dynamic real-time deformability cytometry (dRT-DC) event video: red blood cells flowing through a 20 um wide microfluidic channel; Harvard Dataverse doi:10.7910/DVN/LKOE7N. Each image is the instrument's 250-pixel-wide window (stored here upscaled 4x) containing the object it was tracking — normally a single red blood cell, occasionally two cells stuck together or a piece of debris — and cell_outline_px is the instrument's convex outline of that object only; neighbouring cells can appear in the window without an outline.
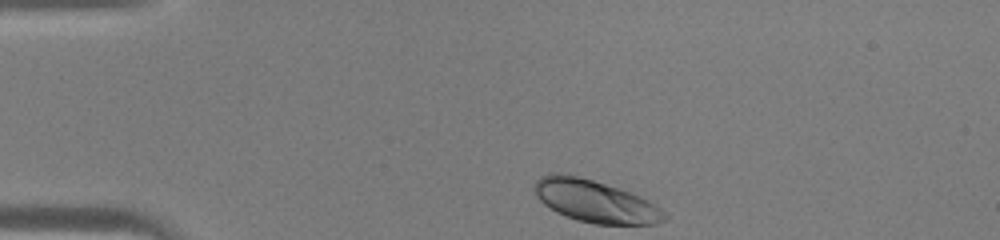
{"species": "human", "species_latin": "Homo sapiens", "temperature_condition": "warm", "stored_images_in_passage": 29, "camera_frame_rate_fps": 3000, "um_per_image_px": 0.085, "donor": {"sex": "male"}, "frame": {"image": 1, "passage_image": 1, "time_ms": 0.0, "image_size_px": [1000, 240], "cell_outline_px": [[668, 216], [664, 220], [652, 224], [596, 224], [576, 220], [556, 212], [544, 204], [536, 196], [532, 188], [536, 180], [540, 176], [548, 172], [560, 172], [592, 180], [640, 196], [648, 200], [660, 208]], "centroid_in_image_um": [50.52, 17.09], "position_along_channel_um": 34.5, "area_um2": 31.91}}
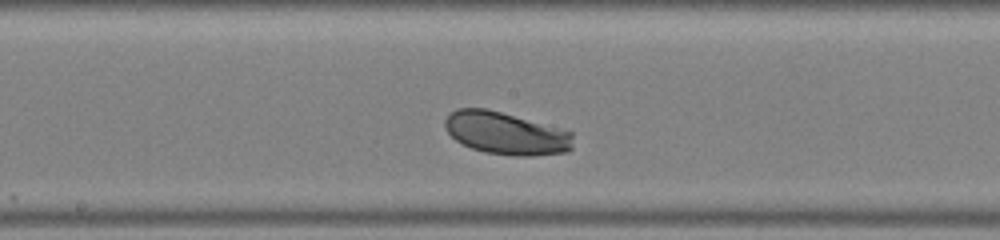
{"frame": {"image": 2, "passage_image": 16, "time_ms": 5.0, "image_size_px": [1000, 240], "cell_outline_px": [[572, 148], [568, 152], [532, 156], [512, 156], [484, 152], [472, 148], [456, 140], [444, 128], [444, 120], [456, 108], [488, 108], [572, 132]], "centroid_in_image_um": [42.99, 11.33], "position_along_channel_um": 205.2, "area_um2": 31.67}}
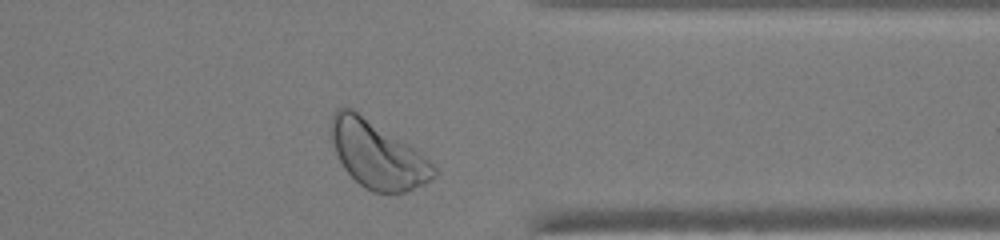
{"frame": {"image": 3, "passage_image": 28, "time_ms": 9.0, "image_size_px": [1000, 240], "cell_outline_px": [[436, 176], [424, 184], [404, 192], [372, 192], [364, 188], [344, 168], [336, 152], [332, 140], [328, 124], [332, 112], [336, 108], [352, 108], [416, 148], [436, 168]], "centroid_in_image_um": [32.05, 13.12], "position_along_channel_um": 379.3, "area_um2": 40.06}}